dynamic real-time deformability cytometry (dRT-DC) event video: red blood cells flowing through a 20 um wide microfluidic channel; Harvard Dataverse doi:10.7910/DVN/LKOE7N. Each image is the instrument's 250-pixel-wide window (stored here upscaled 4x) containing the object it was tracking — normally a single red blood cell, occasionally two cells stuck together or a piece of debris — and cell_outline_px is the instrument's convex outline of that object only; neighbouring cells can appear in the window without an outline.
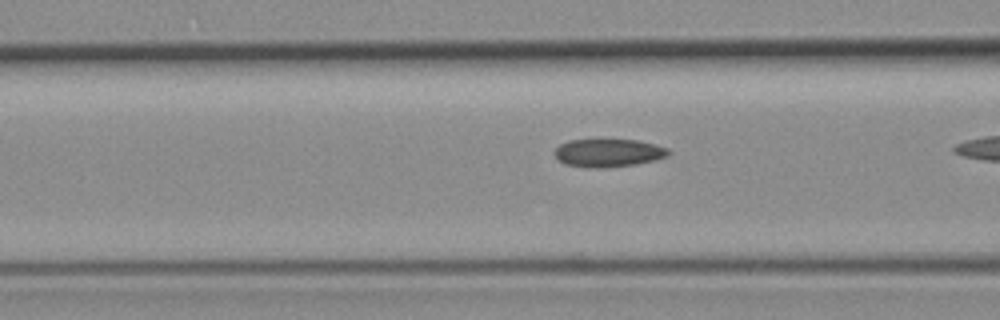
{"species": "common noctule bat (a hibernating species)", "species_latin": "Nyctalus noctula", "temperature_condition": "room temperature", "stored_images_in_passage": 14, "camera_frame_rate_fps": 3000, "um_per_image_px": 0.085, "animal": {"sex": "female", "body_mass_g": 19.3, "forearm_length_mm": 54.1}, "frame": {"image": 1, "passage_image": 10, "time_ms": 3.0, "image_size_px": [1000, 320], "cell_outline_px": [[672, 152], [668, 156], [656, 160], [636, 164], [604, 168], [588, 168], [564, 164], [552, 152], [560, 144], [568, 140], [640, 140], [656, 144], [668, 148]], "centroid_in_image_um": [51.74, 13.0], "position_along_channel_um": 114.9, "area_um2": 18.84}}